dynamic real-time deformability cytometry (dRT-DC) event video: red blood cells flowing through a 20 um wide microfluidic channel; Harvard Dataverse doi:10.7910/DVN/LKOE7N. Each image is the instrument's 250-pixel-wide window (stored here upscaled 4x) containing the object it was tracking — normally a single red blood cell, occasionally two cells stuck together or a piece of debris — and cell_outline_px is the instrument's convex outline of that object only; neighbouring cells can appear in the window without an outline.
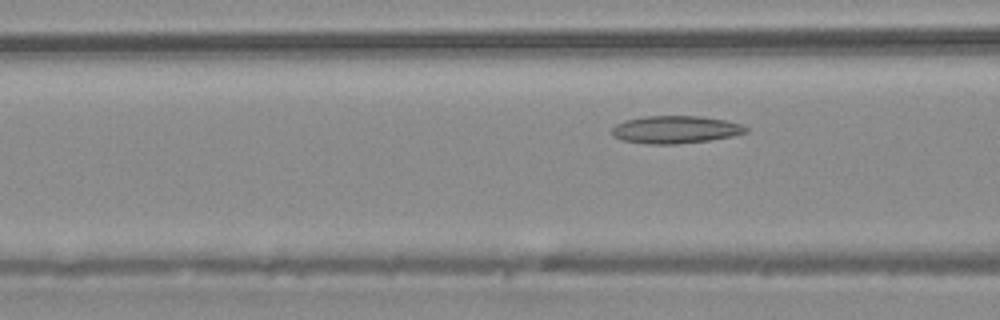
{"species": "common noctule bat (a hibernating species)", "species_latin": "Nyctalus noctula", "temperature_condition": "warm", "stored_images_in_passage": 6, "camera_frame_rate_fps": 3000, "um_per_image_px": 0.085, "animal": {"sex": "male", "body_mass_g": 20.4}, "frame": {"image": 1, "passage_image": 6, "time_ms": 1.667, "image_size_px": [1000, 320], "cell_outline_px": [[748, 132], [732, 136], [708, 140], [676, 144], [648, 144], [620, 140], [612, 136], [612, 128], [616, 124], [624, 120], [644, 116], [700, 116], [724, 120], [740, 124], [748, 128]], "centroid_in_image_um": [57.37, 11.01], "position_along_channel_um": 109.2, "area_um2": 21.56}}